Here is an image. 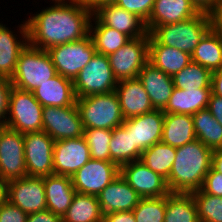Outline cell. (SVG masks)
<instances>
[{"instance_id": "32", "label": "cell", "mask_w": 222, "mask_h": 222, "mask_svg": "<svg viewBox=\"0 0 222 222\" xmlns=\"http://www.w3.org/2000/svg\"><path fill=\"white\" fill-rule=\"evenodd\" d=\"M164 222H199L192 193H169L166 196Z\"/></svg>"}, {"instance_id": "29", "label": "cell", "mask_w": 222, "mask_h": 222, "mask_svg": "<svg viewBox=\"0 0 222 222\" xmlns=\"http://www.w3.org/2000/svg\"><path fill=\"white\" fill-rule=\"evenodd\" d=\"M89 35L92 38L96 52L105 56L114 53L130 40L127 35L103 25L94 15H92L90 21Z\"/></svg>"}, {"instance_id": "51", "label": "cell", "mask_w": 222, "mask_h": 222, "mask_svg": "<svg viewBox=\"0 0 222 222\" xmlns=\"http://www.w3.org/2000/svg\"><path fill=\"white\" fill-rule=\"evenodd\" d=\"M84 4L94 12L97 8L105 4H112L116 0H83Z\"/></svg>"}, {"instance_id": "39", "label": "cell", "mask_w": 222, "mask_h": 222, "mask_svg": "<svg viewBox=\"0 0 222 222\" xmlns=\"http://www.w3.org/2000/svg\"><path fill=\"white\" fill-rule=\"evenodd\" d=\"M166 196L141 198L132 210L136 222H164Z\"/></svg>"}, {"instance_id": "50", "label": "cell", "mask_w": 222, "mask_h": 222, "mask_svg": "<svg viewBox=\"0 0 222 222\" xmlns=\"http://www.w3.org/2000/svg\"><path fill=\"white\" fill-rule=\"evenodd\" d=\"M211 167L222 174V149L213 150Z\"/></svg>"}, {"instance_id": "3", "label": "cell", "mask_w": 222, "mask_h": 222, "mask_svg": "<svg viewBox=\"0 0 222 222\" xmlns=\"http://www.w3.org/2000/svg\"><path fill=\"white\" fill-rule=\"evenodd\" d=\"M56 75L57 71L47 51L28 43L19 55L10 80L13 87L32 92Z\"/></svg>"}, {"instance_id": "27", "label": "cell", "mask_w": 222, "mask_h": 222, "mask_svg": "<svg viewBox=\"0 0 222 222\" xmlns=\"http://www.w3.org/2000/svg\"><path fill=\"white\" fill-rule=\"evenodd\" d=\"M211 93L212 88H199L188 91L174 87L163 113L194 115L199 110L208 107Z\"/></svg>"}, {"instance_id": "44", "label": "cell", "mask_w": 222, "mask_h": 222, "mask_svg": "<svg viewBox=\"0 0 222 222\" xmlns=\"http://www.w3.org/2000/svg\"><path fill=\"white\" fill-rule=\"evenodd\" d=\"M210 29L222 41V1L215 5L209 12Z\"/></svg>"}, {"instance_id": "42", "label": "cell", "mask_w": 222, "mask_h": 222, "mask_svg": "<svg viewBox=\"0 0 222 222\" xmlns=\"http://www.w3.org/2000/svg\"><path fill=\"white\" fill-rule=\"evenodd\" d=\"M27 214L8 200L0 205V222H26Z\"/></svg>"}, {"instance_id": "49", "label": "cell", "mask_w": 222, "mask_h": 222, "mask_svg": "<svg viewBox=\"0 0 222 222\" xmlns=\"http://www.w3.org/2000/svg\"><path fill=\"white\" fill-rule=\"evenodd\" d=\"M200 12H209L215 5L222 0H191Z\"/></svg>"}, {"instance_id": "4", "label": "cell", "mask_w": 222, "mask_h": 222, "mask_svg": "<svg viewBox=\"0 0 222 222\" xmlns=\"http://www.w3.org/2000/svg\"><path fill=\"white\" fill-rule=\"evenodd\" d=\"M209 29V14L200 12L197 16L181 22L157 26L149 34L159 44L182 50L191 55Z\"/></svg>"}, {"instance_id": "52", "label": "cell", "mask_w": 222, "mask_h": 222, "mask_svg": "<svg viewBox=\"0 0 222 222\" xmlns=\"http://www.w3.org/2000/svg\"><path fill=\"white\" fill-rule=\"evenodd\" d=\"M7 183L0 177V205L7 200Z\"/></svg>"}, {"instance_id": "33", "label": "cell", "mask_w": 222, "mask_h": 222, "mask_svg": "<svg viewBox=\"0 0 222 222\" xmlns=\"http://www.w3.org/2000/svg\"><path fill=\"white\" fill-rule=\"evenodd\" d=\"M110 161L121 167L124 164L139 160L142 152L133 146L131 132L122 126L112 129V138L109 144Z\"/></svg>"}, {"instance_id": "24", "label": "cell", "mask_w": 222, "mask_h": 222, "mask_svg": "<svg viewBox=\"0 0 222 222\" xmlns=\"http://www.w3.org/2000/svg\"><path fill=\"white\" fill-rule=\"evenodd\" d=\"M32 92L43 107L76 105L73 81L60 74L44 82Z\"/></svg>"}, {"instance_id": "48", "label": "cell", "mask_w": 222, "mask_h": 222, "mask_svg": "<svg viewBox=\"0 0 222 222\" xmlns=\"http://www.w3.org/2000/svg\"><path fill=\"white\" fill-rule=\"evenodd\" d=\"M211 87L213 94L222 96V66L218 70L212 72Z\"/></svg>"}, {"instance_id": "8", "label": "cell", "mask_w": 222, "mask_h": 222, "mask_svg": "<svg viewBox=\"0 0 222 222\" xmlns=\"http://www.w3.org/2000/svg\"><path fill=\"white\" fill-rule=\"evenodd\" d=\"M49 54L57 74L65 78L74 79L90 62L96 53L90 35L82 40L57 45L46 50Z\"/></svg>"}, {"instance_id": "28", "label": "cell", "mask_w": 222, "mask_h": 222, "mask_svg": "<svg viewBox=\"0 0 222 222\" xmlns=\"http://www.w3.org/2000/svg\"><path fill=\"white\" fill-rule=\"evenodd\" d=\"M196 139L194 122L189 114H164L161 141L172 147H180Z\"/></svg>"}, {"instance_id": "37", "label": "cell", "mask_w": 222, "mask_h": 222, "mask_svg": "<svg viewBox=\"0 0 222 222\" xmlns=\"http://www.w3.org/2000/svg\"><path fill=\"white\" fill-rule=\"evenodd\" d=\"M83 137L89 147L91 159L110 161L111 129L86 128Z\"/></svg>"}, {"instance_id": "45", "label": "cell", "mask_w": 222, "mask_h": 222, "mask_svg": "<svg viewBox=\"0 0 222 222\" xmlns=\"http://www.w3.org/2000/svg\"><path fill=\"white\" fill-rule=\"evenodd\" d=\"M26 222H62V217L53 214L50 210H44L29 214Z\"/></svg>"}, {"instance_id": "15", "label": "cell", "mask_w": 222, "mask_h": 222, "mask_svg": "<svg viewBox=\"0 0 222 222\" xmlns=\"http://www.w3.org/2000/svg\"><path fill=\"white\" fill-rule=\"evenodd\" d=\"M120 174L141 198L164 197L170 193L166 179L140 159L122 165Z\"/></svg>"}, {"instance_id": "6", "label": "cell", "mask_w": 222, "mask_h": 222, "mask_svg": "<svg viewBox=\"0 0 222 222\" xmlns=\"http://www.w3.org/2000/svg\"><path fill=\"white\" fill-rule=\"evenodd\" d=\"M42 110L33 92L12 87L5 125L22 134L42 131Z\"/></svg>"}, {"instance_id": "16", "label": "cell", "mask_w": 222, "mask_h": 222, "mask_svg": "<svg viewBox=\"0 0 222 222\" xmlns=\"http://www.w3.org/2000/svg\"><path fill=\"white\" fill-rule=\"evenodd\" d=\"M90 159V150L83 136L55 141L53 174L72 177Z\"/></svg>"}, {"instance_id": "19", "label": "cell", "mask_w": 222, "mask_h": 222, "mask_svg": "<svg viewBox=\"0 0 222 222\" xmlns=\"http://www.w3.org/2000/svg\"><path fill=\"white\" fill-rule=\"evenodd\" d=\"M0 23V77L11 79L15 72L17 60L21 51L29 43L26 20L18 25L21 39L15 32ZM18 37V38H17Z\"/></svg>"}, {"instance_id": "12", "label": "cell", "mask_w": 222, "mask_h": 222, "mask_svg": "<svg viewBox=\"0 0 222 222\" xmlns=\"http://www.w3.org/2000/svg\"><path fill=\"white\" fill-rule=\"evenodd\" d=\"M27 176L53 174L54 140L43 130L23 134Z\"/></svg>"}, {"instance_id": "10", "label": "cell", "mask_w": 222, "mask_h": 222, "mask_svg": "<svg viewBox=\"0 0 222 222\" xmlns=\"http://www.w3.org/2000/svg\"><path fill=\"white\" fill-rule=\"evenodd\" d=\"M42 121V130L54 141L82 137L84 133L76 105L43 107Z\"/></svg>"}, {"instance_id": "5", "label": "cell", "mask_w": 222, "mask_h": 222, "mask_svg": "<svg viewBox=\"0 0 222 222\" xmlns=\"http://www.w3.org/2000/svg\"><path fill=\"white\" fill-rule=\"evenodd\" d=\"M76 106L84 129L112 130L125 120L115 91L76 98Z\"/></svg>"}, {"instance_id": "25", "label": "cell", "mask_w": 222, "mask_h": 222, "mask_svg": "<svg viewBox=\"0 0 222 222\" xmlns=\"http://www.w3.org/2000/svg\"><path fill=\"white\" fill-rule=\"evenodd\" d=\"M45 187L46 207L53 214L63 217L71 205L76 190L71 177L63 175H48L43 177Z\"/></svg>"}, {"instance_id": "18", "label": "cell", "mask_w": 222, "mask_h": 222, "mask_svg": "<svg viewBox=\"0 0 222 222\" xmlns=\"http://www.w3.org/2000/svg\"><path fill=\"white\" fill-rule=\"evenodd\" d=\"M93 15L105 26L127 35L130 39L145 36L148 31L145 22L136 14L126 11L115 3L97 8Z\"/></svg>"}, {"instance_id": "31", "label": "cell", "mask_w": 222, "mask_h": 222, "mask_svg": "<svg viewBox=\"0 0 222 222\" xmlns=\"http://www.w3.org/2000/svg\"><path fill=\"white\" fill-rule=\"evenodd\" d=\"M191 61L214 72L222 66V41L209 29L191 54Z\"/></svg>"}, {"instance_id": "35", "label": "cell", "mask_w": 222, "mask_h": 222, "mask_svg": "<svg viewBox=\"0 0 222 222\" xmlns=\"http://www.w3.org/2000/svg\"><path fill=\"white\" fill-rule=\"evenodd\" d=\"M176 147L158 142L142 152L140 160L155 173L166 180L169 178L173 162L175 161Z\"/></svg>"}, {"instance_id": "30", "label": "cell", "mask_w": 222, "mask_h": 222, "mask_svg": "<svg viewBox=\"0 0 222 222\" xmlns=\"http://www.w3.org/2000/svg\"><path fill=\"white\" fill-rule=\"evenodd\" d=\"M97 196L76 192L62 222H103Z\"/></svg>"}, {"instance_id": "23", "label": "cell", "mask_w": 222, "mask_h": 222, "mask_svg": "<svg viewBox=\"0 0 222 222\" xmlns=\"http://www.w3.org/2000/svg\"><path fill=\"white\" fill-rule=\"evenodd\" d=\"M155 110H164L174 89L173 78L149 61L138 74Z\"/></svg>"}, {"instance_id": "13", "label": "cell", "mask_w": 222, "mask_h": 222, "mask_svg": "<svg viewBox=\"0 0 222 222\" xmlns=\"http://www.w3.org/2000/svg\"><path fill=\"white\" fill-rule=\"evenodd\" d=\"M26 176L23 134L6 127L0 136V177L8 182Z\"/></svg>"}, {"instance_id": "20", "label": "cell", "mask_w": 222, "mask_h": 222, "mask_svg": "<svg viewBox=\"0 0 222 222\" xmlns=\"http://www.w3.org/2000/svg\"><path fill=\"white\" fill-rule=\"evenodd\" d=\"M102 214L132 211L141 197L121 174L97 195Z\"/></svg>"}, {"instance_id": "7", "label": "cell", "mask_w": 222, "mask_h": 222, "mask_svg": "<svg viewBox=\"0 0 222 222\" xmlns=\"http://www.w3.org/2000/svg\"><path fill=\"white\" fill-rule=\"evenodd\" d=\"M117 82L108 56L96 52L74 79V92L76 98L106 94L115 91Z\"/></svg>"}, {"instance_id": "46", "label": "cell", "mask_w": 222, "mask_h": 222, "mask_svg": "<svg viewBox=\"0 0 222 222\" xmlns=\"http://www.w3.org/2000/svg\"><path fill=\"white\" fill-rule=\"evenodd\" d=\"M207 109L215 120L222 125V96L211 93Z\"/></svg>"}, {"instance_id": "34", "label": "cell", "mask_w": 222, "mask_h": 222, "mask_svg": "<svg viewBox=\"0 0 222 222\" xmlns=\"http://www.w3.org/2000/svg\"><path fill=\"white\" fill-rule=\"evenodd\" d=\"M193 117L196 139L212 150L222 149V125L206 108L196 112Z\"/></svg>"}, {"instance_id": "2", "label": "cell", "mask_w": 222, "mask_h": 222, "mask_svg": "<svg viewBox=\"0 0 222 222\" xmlns=\"http://www.w3.org/2000/svg\"><path fill=\"white\" fill-rule=\"evenodd\" d=\"M213 150L198 139L176 147L169 178L170 193H192L200 190L212 164Z\"/></svg>"}, {"instance_id": "17", "label": "cell", "mask_w": 222, "mask_h": 222, "mask_svg": "<svg viewBox=\"0 0 222 222\" xmlns=\"http://www.w3.org/2000/svg\"><path fill=\"white\" fill-rule=\"evenodd\" d=\"M164 124L163 110H153L149 113L125 119L122 126L131 132L133 146L141 152L154 144L161 142Z\"/></svg>"}, {"instance_id": "22", "label": "cell", "mask_w": 222, "mask_h": 222, "mask_svg": "<svg viewBox=\"0 0 222 222\" xmlns=\"http://www.w3.org/2000/svg\"><path fill=\"white\" fill-rule=\"evenodd\" d=\"M200 13L191 0H155L149 20L148 33L160 25L172 24L195 17Z\"/></svg>"}, {"instance_id": "1", "label": "cell", "mask_w": 222, "mask_h": 222, "mask_svg": "<svg viewBox=\"0 0 222 222\" xmlns=\"http://www.w3.org/2000/svg\"><path fill=\"white\" fill-rule=\"evenodd\" d=\"M92 15L83 0L55 1L26 21L29 44L47 50L82 40L89 35Z\"/></svg>"}, {"instance_id": "21", "label": "cell", "mask_w": 222, "mask_h": 222, "mask_svg": "<svg viewBox=\"0 0 222 222\" xmlns=\"http://www.w3.org/2000/svg\"><path fill=\"white\" fill-rule=\"evenodd\" d=\"M115 92L124 119L140 116L154 110L150 97L138 77L118 81Z\"/></svg>"}, {"instance_id": "43", "label": "cell", "mask_w": 222, "mask_h": 222, "mask_svg": "<svg viewBox=\"0 0 222 222\" xmlns=\"http://www.w3.org/2000/svg\"><path fill=\"white\" fill-rule=\"evenodd\" d=\"M13 87L11 80L0 77V123L5 124L9 110V96Z\"/></svg>"}, {"instance_id": "53", "label": "cell", "mask_w": 222, "mask_h": 222, "mask_svg": "<svg viewBox=\"0 0 222 222\" xmlns=\"http://www.w3.org/2000/svg\"><path fill=\"white\" fill-rule=\"evenodd\" d=\"M6 128V125L3 124V123H0V136H1V133L3 132V130Z\"/></svg>"}, {"instance_id": "14", "label": "cell", "mask_w": 222, "mask_h": 222, "mask_svg": "<svg viewBox=\"0 0 222 222\" xmlns=\"http://www.w3.org/2000/svg\"><path fill=\"white\" fill-rule=\"evenodd\" d=\"M7 200L27 215L47 210L43 177L26 176L8 181Z\"/></svg>"}, {"instance_id": "47", "label": "cell", "mask_w": 222, "mask_h": 222, "mask_svg": "<svg viewBox=\"0 0 222 222\" xmlns=\"http://www.w3.org/2000/svg\"><path fill=\"white\" fill-rule=\"evenodd\" d=\"M103 222H136L132 211L107 213Z\"/></svg>"}, {"instance_id": "41", "label": "cell", "mask_w": 222, "mask_h": 222, "mask_svg": "<svg viewBox=\"0 0 222 222\" xmlns=\"http://www.w3.org/2000/svg\"><path fill=\"white\" fill-rule=\"evenodd\" d=\"M201 189L210 195L222 197V174L211 167Z\"/></svg>"}, {"instance_id": "26", "label": "cell", "mask_w": 222, "mask_h": 222, "mask_svg": "<svg viewBox=\"0 0 222 222\" xmlns=\"http://www.w3.org/2000/svg\"><path fill=\"white\" fill-rule=\"evenodd\" d=\"M149 62L173 77L191 62V55L182 50L161 45L150 35Z\"/></svg>"}, {"instance_id": "36", "label": "cell", "mask_w": 222, "mask_h": 222, "mask_svg": "<svg viewBox=\"0 0 222 222\" xmlns=\"http://www.w3.org/2000/svg\"><path fill=\"white\" fill-rule=\"evenodd\" d=\"M174 87L185 90L212 88V72L198 63L191 61L173 77Z\"/></svg>"}, {"instance_id": "38", "label": "cell", "mask_w": 222, "mask_h": 222, "mask_svg": "<svg viewBox=\"0 0 222 222\" xmlns=\"http://www.w3.org/2000/svg\"><path fill=\"white\" fill-rule=\"evenodd\" d=\"M199 222H222V197L205 193L202 189L192 192Z\"/></svg>"}, {"instance_id": "40", "label": "cell", "mask_w": 222, "mask_h": 222, "mask_svg": "<svg viewBox=\"0 0 222 222\" xmlns=\"http://www.w3.org/2000/svg\"><path fill=\"white\" fill-rule=\"evenodd\" d=\"M117 6L136 14L145 23L149 20L155 0H116Z\"/></svg>"}, {"instance_id": "9", "label": "cell", "mask_w": 222, "mask_h": 222, "mask_svg": "<svg viewBox=\"0 0 222 222\" xmlns=\"http://www.w3.org/2000/svg\"><path fill=\"white\" fill-rule=\"evenodd\" d=\"M150 34L130 39L124 46L108 56L112 72L117 81L137 78L149 61Z\"/></svg>"}, {"instance_id": "11", "label": "cell", "mask_w": 222, "mask_h": 222, "mask_svg": "<svg viewBox=\"0 0 222 222\" xmlns=\"http://www.w3.org/2000/svg\"><path fill=\"white\" fill-rule=\"evenodd\" d=\"M120 175V167L112 161L90 159L72 177L76 192L97 196Z\"/></svg>"}]
</instances>
